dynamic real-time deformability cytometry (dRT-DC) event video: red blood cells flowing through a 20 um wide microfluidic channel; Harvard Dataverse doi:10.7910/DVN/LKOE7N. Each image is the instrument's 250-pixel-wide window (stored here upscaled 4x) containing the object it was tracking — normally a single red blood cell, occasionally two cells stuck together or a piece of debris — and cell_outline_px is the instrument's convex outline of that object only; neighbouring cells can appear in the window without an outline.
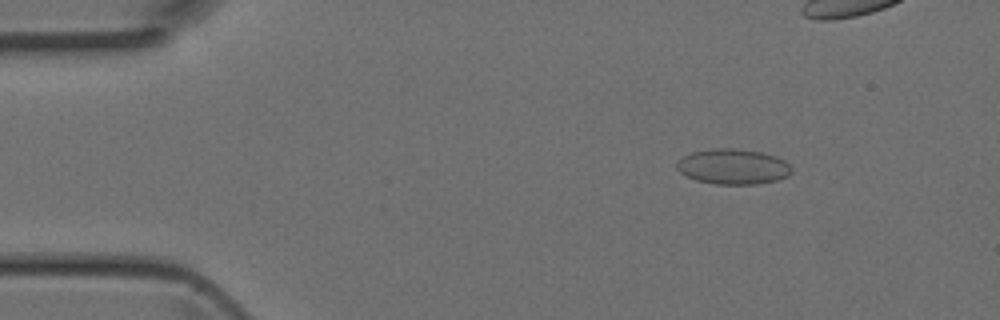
{"species": "Egyptian fruit bat (a non-hibernating species)", "species_latin": "Rousettus aegyptiacus", "temperature_condition": "room temperature", "stored_images_in_passage": 33, "camera_frame_rate_fps": 3000, "um_per_image_px": 0.085, "animal": {"sex": "female"}, "frame": {"image": 1, "passage_image": 1, "time_ms": 0.0, "image_size_px": [1000, 320], "cell_outline_px": [[792, 172], [788, 176], [776, 180], [756, 184], [716, 184], [696, 180], [680, 172], [676, 168], [676, 164], [684, 156], [692, 152], [712, 148], [732, 148], [760, 152], [776, 156], [784, 160], [792, 168]], "centroid_in_image_um": [62.32, 14.16], "position_along_channel_um": 22.7, "area_um2": 23.52}}
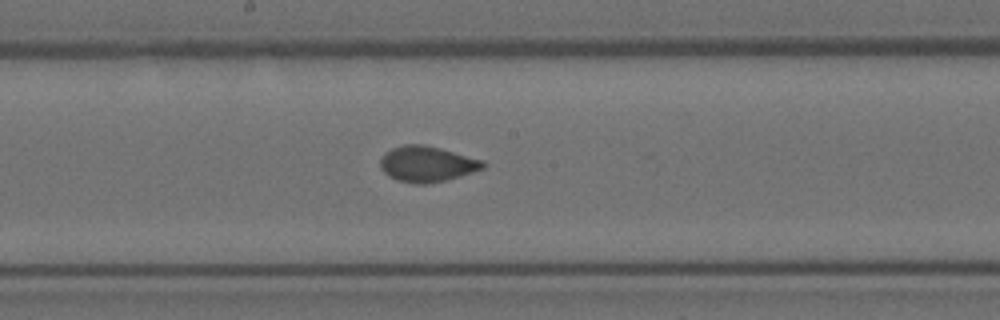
{"frame": {"image": 2, "passage_image": 19, "time_ms": 6.0, "image_size_px": [1000, 320], "cell_outline_px": [[488, 164], [484, 168], [460, 176], [428, 184], [416, 184], [396, 180], [388, 176], [380, 168], [380, 160], [384, 152], [392, 148], [404, 144], [424, 144], [440, 148], [484, 160]], "centroid_in_image_um": [36.28, 13.93], "position_along_channel_um": 211.9, "area_um2": 21.56}}
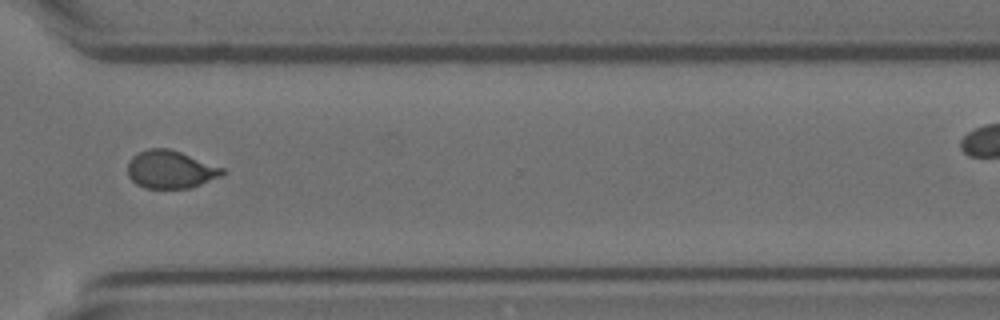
{"frame": {"image": 3, "passage_image": 29, "time_ms": 9.333, "image_size_px": [1000, 320], "cell_outline_px": [[224, 176], [192, 188], [144, 188], [136, 184], [128, 176], [128, 160], [132, 156], [148, 148], [168, 148], [180, 152], [224, 168]], "centroid_in_image_um": [14.5, 14.42], "position_along_channel_um": 356.1, "area_um2": 21.04}}